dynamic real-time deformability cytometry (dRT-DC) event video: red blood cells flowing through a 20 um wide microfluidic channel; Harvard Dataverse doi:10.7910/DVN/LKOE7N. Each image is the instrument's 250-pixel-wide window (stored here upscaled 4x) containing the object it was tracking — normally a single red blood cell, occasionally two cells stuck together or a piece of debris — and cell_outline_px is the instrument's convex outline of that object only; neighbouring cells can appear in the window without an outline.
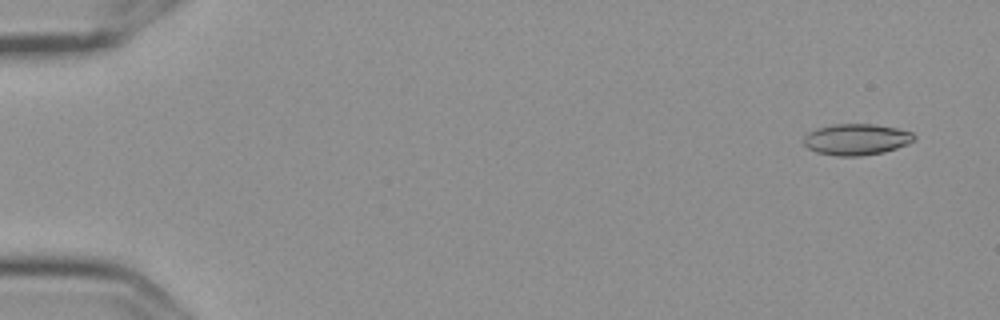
{"species": "Egyptian fruit bat (a non-hibernating species)", "species_latin": "Rousettus aegyptiacus", "temperature_condition": "cold", "stored_images_in_passage": 5, "camera_frame_rate_fps": 3000, "um_per_image_px": 0.085, "frame": {"image": 1, "passage_image": 1, "time_ms": 0.0, "image_size_px": [1000, 320], "cell_outline_px": [[916, 140], [908, 144], [884, 152], [860, 156], [836, 156], [816, 152], [808, 148], [804, 144], [804, 136], [808, 132], [816, 128], [832, 124], [876, 124], [896, 128], [912, 132], [916, 136]], "centroid_in_image_um": [72.8, 11.85], "position_along_channel_um": 12.2, "area_um2": 20.29}}
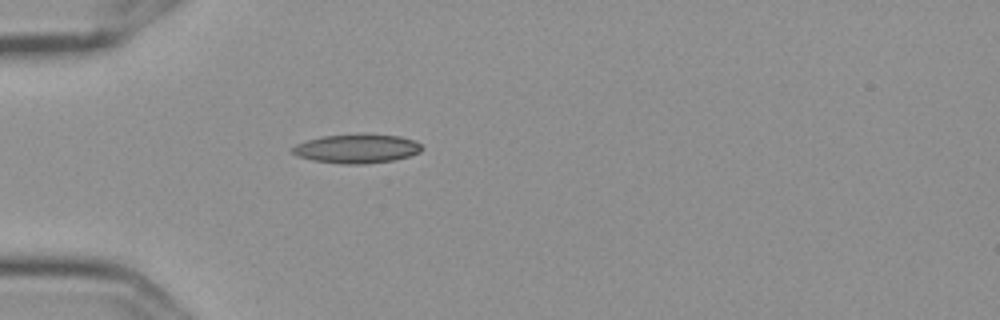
{"frame": {"image": 2, "passage_image": 5, "time_ms": 1.333, "image_size_px": [1000, 320], "cell_outline_px": [[424, 148], [420, 152], [408, 156], [392, 160], [360, 164], [344, 164], [312, 160], [296, 156], [292, 152], [292, 148], [296, 144], [320, 136], [360, 132], [364, 132], [400, 136], [416, 140]], "centroid_in_image_um": [30.34, 12.59], "position_along_channel_um": 54.7, "area_um2": 22.37}}